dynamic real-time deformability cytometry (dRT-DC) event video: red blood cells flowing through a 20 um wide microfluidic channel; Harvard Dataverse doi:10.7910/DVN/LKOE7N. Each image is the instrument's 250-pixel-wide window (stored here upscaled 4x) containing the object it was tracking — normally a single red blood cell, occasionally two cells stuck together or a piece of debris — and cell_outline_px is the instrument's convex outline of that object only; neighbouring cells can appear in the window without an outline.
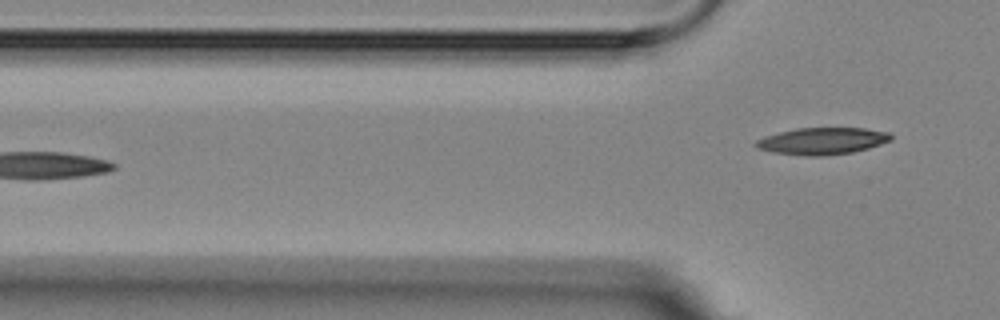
{"species": "Egyptian fruit bat (a non-hibernating species)", "species_latin": "Rousettus aegyptiacus", "temperature_condition": "room temperature", "stored_images_in_passage": 6, "camera_frame_rate_fps": 3000, "um_per_image_px": 0.085, "animal": {"sex": "female"}, "frame": {"image": 1, "passage_image": 6, "time_ms": 5.667, "image_size_px": [1000, 320], "cell_outline_px": [[892, 140], [868, 148], [852, 152], [824, 156], [808, 156], [772, 152], [756, 148], [752, 144], [756, 140], [764, 136], [796, 128], [864, 128], [888, 132], [892, 136]], "centroid_in_image_um": [69.86, 11.99], "position_along_channel_um": 55.9, "area_um2": 21.21}}